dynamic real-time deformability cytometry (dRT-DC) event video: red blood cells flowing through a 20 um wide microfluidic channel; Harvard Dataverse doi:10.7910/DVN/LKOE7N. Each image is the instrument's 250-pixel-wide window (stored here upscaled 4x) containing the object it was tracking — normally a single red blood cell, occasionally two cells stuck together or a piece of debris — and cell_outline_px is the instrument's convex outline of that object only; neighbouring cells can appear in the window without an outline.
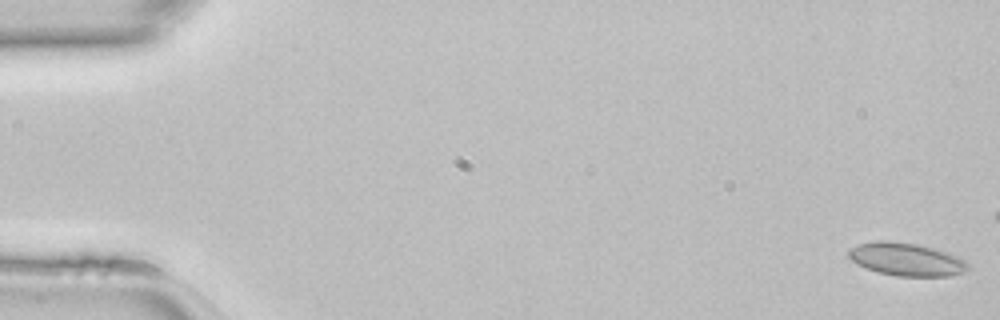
{"species": "common noctule bat (a hibernating species)", "species_latin": "Nyctalus noctula", "temperature_condition": "room temperature", "stored_images_in_passage": 13, "camera_frame_rate_fps": 3000, "um_per_image_px": 0.085, "animal": {"sex": "female", "body_mass_g": 22.7, "forearm_length_mm": 54.2}, "frame": {"image": 1, "passage_image": 1, "time_ms": 0.0, "image_size_px": [1000, 320], "cell_outline_px": [[968, 268], [960, 272], [948, 276], [896, 276], [876, 272], [852, 260], [848, 256], [848, 252], [852, 248], [860, 244], [876, 240], [884, 240], [916, 244], [932, 248], [956, 256], [964, 260], [968, 264]], "centroid_in_image_um": [77.01, 22.04], "position_along_channel_um": 8.0, "area_um2": 22.37}}